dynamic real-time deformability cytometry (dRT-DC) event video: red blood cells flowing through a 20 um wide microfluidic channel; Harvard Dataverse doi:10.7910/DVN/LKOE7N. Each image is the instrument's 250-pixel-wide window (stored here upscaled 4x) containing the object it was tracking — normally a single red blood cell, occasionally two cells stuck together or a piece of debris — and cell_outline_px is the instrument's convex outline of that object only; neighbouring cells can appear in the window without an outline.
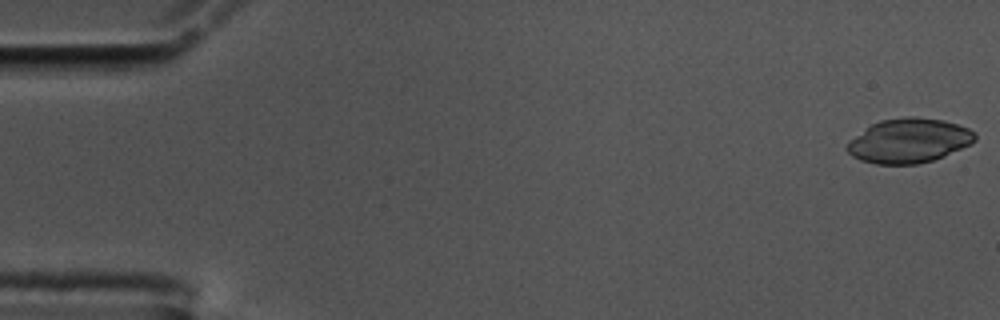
{"species": "common noctule bat (a hibernating species)", "species_latin": "Nyctalus noctula", "temperature_condition": "cold", "stored_images_in_passage": 15, "camera_frame_rate_fps": 3000, "um_per_image_px": 0.085, "animal": {"sex": "male", "body_mass_g": 17.5, "forearm_length_mm": 52.3}, "frame": {"image": 1, "passage_image": 1, "time_ms": 0.0, "image_size_px": [1000, 320], "cell_outline_px": [[976, 140], [944, 156], [932, 160], [916, 164], [876, 164], [860, 160], [852, 156], [844, 148], [856, 136], [872, 124], [880, 120], [908, 116], [916, 116], [944, 120], [968, 128], [976, 132]], "centroid_in_image_um": [77.26, 11.95], "position_along_channel_um": 7.7, "area_um2": 32.83}}